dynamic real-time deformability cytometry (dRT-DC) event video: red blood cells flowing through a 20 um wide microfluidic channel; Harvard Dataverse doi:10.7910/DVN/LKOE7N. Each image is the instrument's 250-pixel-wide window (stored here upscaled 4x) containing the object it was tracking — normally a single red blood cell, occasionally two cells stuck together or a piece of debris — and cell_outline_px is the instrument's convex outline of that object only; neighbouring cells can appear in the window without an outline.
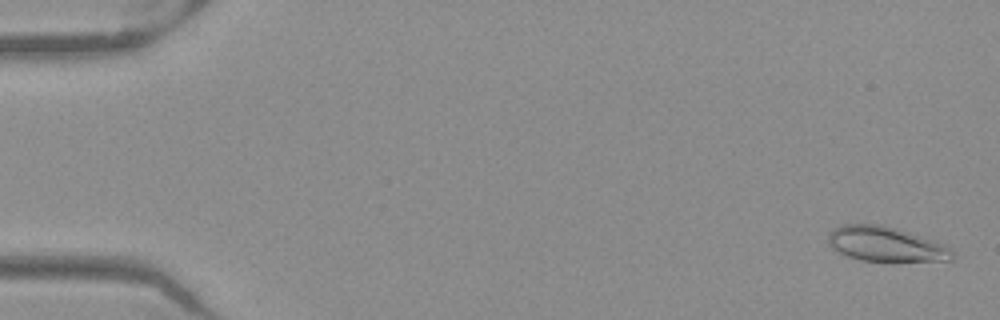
{"species": "Egyptian fruit bat (a non-hibernating species)", "species_latin": "Rousettus aegyptiacus", "temperature_condition": "warm", "stored_images_in_passage": 52, "camera_frame_rate_fps": 3000, "um_per_image_px": 0.085, "frame": {"image": 1, "passage_image": 2, "time_ms": 0.333, "image_size_px": [1000, 320], "cell_outline_px": [[956, 256], [952, 260], [860, 260], [848, 256], [832, 248], [828, 244], [828, 236], [832, 228], [840, 224], [880, 224], [908, 232], [944, 244], [952, 248]], "centroid_in_image_um": [75.27, 20.73], "position_along_channel_um": 9.7, "area_um2": 24.85}}
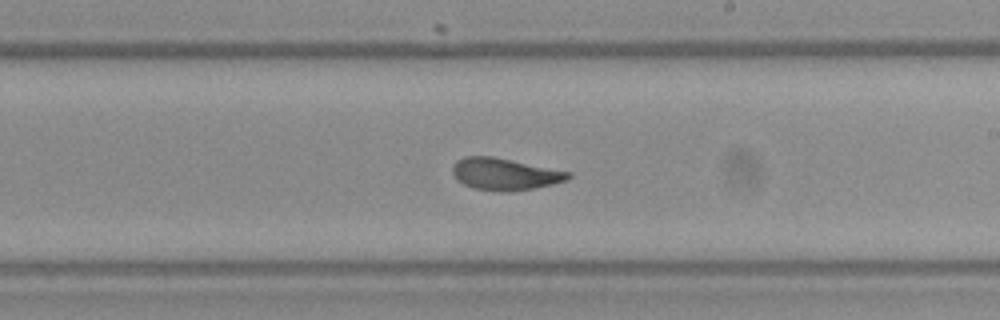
{"frame": {"image": 2, "passage_image": 31, "time_ms": 10.0, "image_size_px": [1000, 320], "cell_outline_px": [[572, 176], [568, 180], [552, 184], [512, 192], [500, 192], [472, 188], [464, 184], [452, 172], [452, 164], [456, 160], [464, 156], [492, 156], [572, 172]], "centroid_in_image_um": [42.91, 14.79], "position_along_channel_um": 246.1, "area_um2": 21.62}}
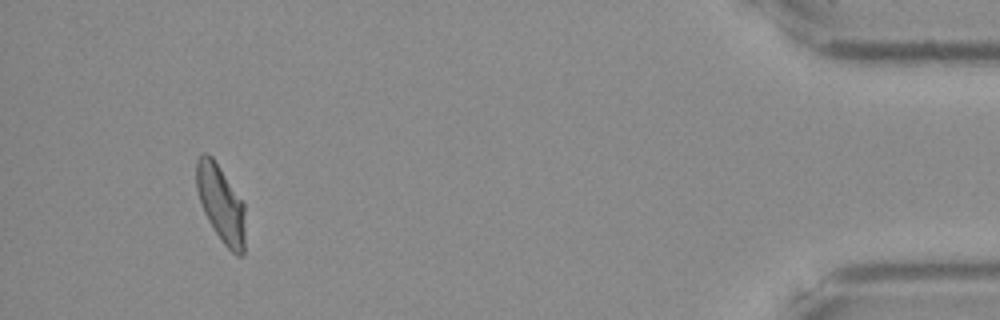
{"frame": {"image": 3, "passage_image": 49, "time_ms": 16.0, "image_size_px": [1000, 320], "cell_outline_px": [[244, 252], [240, 256], [236, 256], [220, 240], [208, 220], [204, 212], [196, 188], [196, 160], [204, 152], [208, 152], [212, 156], [244, 200]], "centroid_in_image_um": [18.78, 17.28], "position_along_channel_um": 416.4, "area_um2": 22.14}, "authors_computed_cell_mechanics": {"area_um2": 22.3397, "velocity_mm_per_s": 3.9615, "shape_relaxation_time_tau1_ms": 4.3666, "shape_relaxation_time_tau2_ms": 1.0167, "deformation_change_tau1": 0.1476, "deformation_change_tau2": 0.0608}}